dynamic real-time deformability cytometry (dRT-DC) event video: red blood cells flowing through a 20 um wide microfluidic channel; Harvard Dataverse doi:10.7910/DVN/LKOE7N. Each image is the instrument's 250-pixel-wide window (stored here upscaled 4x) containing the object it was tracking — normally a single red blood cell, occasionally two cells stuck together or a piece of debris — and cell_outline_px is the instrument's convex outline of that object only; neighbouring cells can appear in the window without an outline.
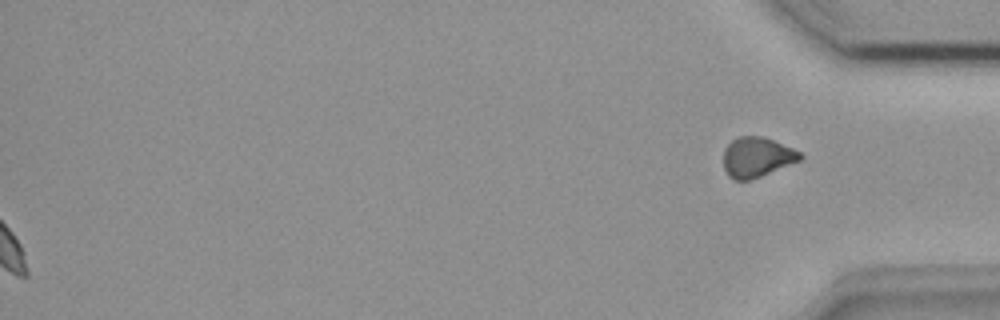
{"species": "common noctule bat (a hibernating species)", "species_latin": "Nyctalus noctula", "temperature_condition": "room temperature", "stored_images_in_passage": 32, "segment_of_instrument_passage": [2, 2], "camera_frame_rate_fps": 3000, "um_per_image_px": 0.085, "animal": {"sex": "female", "body_mass_g": 18.4}, "frame": {"image": 1, "passage_image": 32, "time_ms": 10.333, "image_size_px": [1000, 320], "cell_outline_px": [[804, 156], [800, 160], [760, 176], [748, 180], [732, 180], [728, 176], [724, 168], [724, 148], [732, 140], [740, 136], [764, 136], [792, 148], [800, 152]], "centroid_in_image_um": [64.31, 13.35], "position_along_channel_um": 370.9, "area_um2": 17.74}}